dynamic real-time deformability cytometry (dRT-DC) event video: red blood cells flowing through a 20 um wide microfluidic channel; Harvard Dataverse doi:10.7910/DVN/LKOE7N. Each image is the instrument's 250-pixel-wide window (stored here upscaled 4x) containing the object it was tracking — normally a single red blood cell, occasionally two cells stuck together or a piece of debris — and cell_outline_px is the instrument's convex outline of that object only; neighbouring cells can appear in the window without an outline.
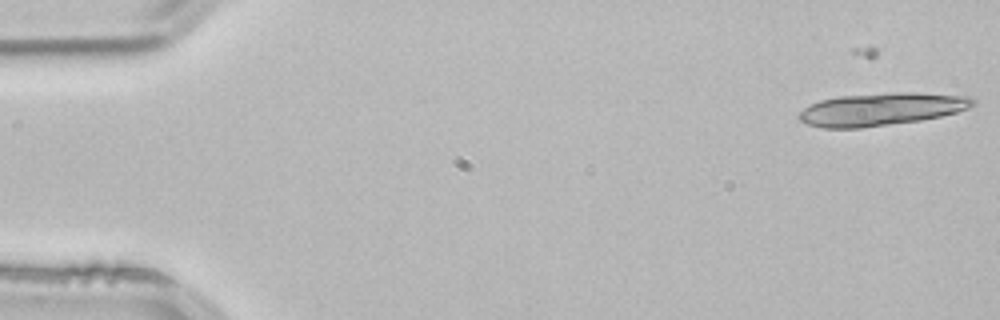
{"species": "common noctule bat (a hibernating species)", "species_latin": "Nyctalus noctula", "temperature_condition": "room temperature", "stored_images_in_passage": 5, "camera_frame_rate_fps": 3000, "um_per_image_px": 0.085, "animal": {"sex": "male", "body_mass_g": 21.5, "forearm_length_mm": 52.0}, "frame": {"image": 1, "passage_image": 2, "time_ms": 0.333, "image_size_px": [1000, 320], "cell_outline_px": [[976, 104], [968, 108], [956, 112], [940, 116], [920, 120], [860, 128], [820, 128], [808, 124], [800, 120], [796, 116], [804, 108], [820, 100], [840, 96], [888, 92], [916, 92], [972, 96], [976, 100]], "centroid_in_image_um": [74.93, 9.27], "position_along_channel_um": 10.1, "area_um2": 33.29}}